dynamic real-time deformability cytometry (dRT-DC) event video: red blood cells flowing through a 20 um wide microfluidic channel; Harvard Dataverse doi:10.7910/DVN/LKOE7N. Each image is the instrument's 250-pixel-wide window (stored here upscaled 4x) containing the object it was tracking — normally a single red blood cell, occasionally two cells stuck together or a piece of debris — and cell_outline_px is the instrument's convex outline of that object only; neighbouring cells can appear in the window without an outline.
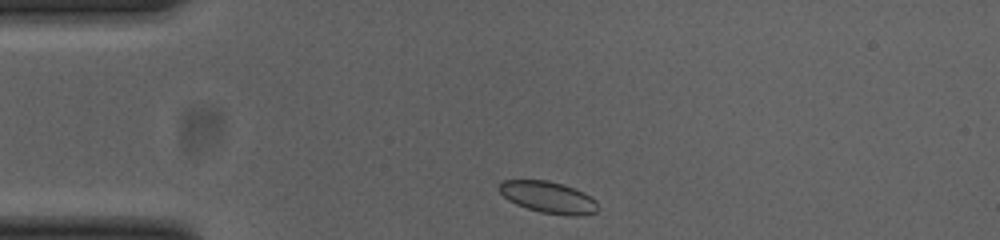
{"species": "common noctule bat (a hibernating species)", "species_latin": "Nyctalus noctula", "temperature_condition": "cold", "stored_images_in_passage": 34, "camera_frame_rate_fps": 3000, "um_per_image_px": 0.085, "animal": {"sex": "female", "body_mass_g": 23.0, "forearm_length_mm": 53.4}, "frame": {"image": 1, "passage_image": 1, "time_ms": 0.0, "image_size_px": [1000, 240], "cell_outline_px": [[596, 212], [576, 216], [568, 216], [540, 212], [516, 204], [508, 200], [496, 188], [500, 180], [548, 180], [564, 184], [584, 192], [596, 200]], "centroid_in_image_um": [46.56, 16.75], "position_along_channel_um": 38.4, "area_um2": 18.32}}
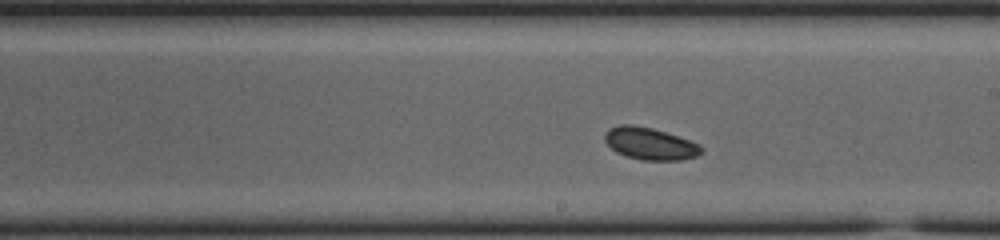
{"frame": {"image": 2, "passage_image": 19, "time_ms": 6.0, "image_size_px": [1000, 240], "cell_outline_px": [[704, 148], [696, 156], [680, 160], [640, 160], [616, 152], [604, 140], [604, 136], [608, 128], [620, 124], [632, 124], [652, 128], [700, 144]], "centroid_in_image_um": [55.22, 12.2], "position_along_channel_um": 233.8, "area_um2": 17.92}}
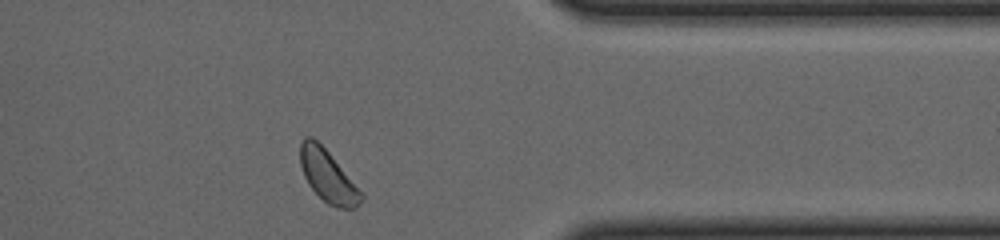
{"frame": {"image": 3, "passage_image": 32, "time_ms": 10.333, "image_size_px": [1000, 240], "cell_outline_px": [[364, 200], [356, 208], [336, 208], [328, 204], [308, 184], [304, 176], [300, 164], [300, 140], [304, 136], [312, 136], [328, 152], [364, 196]], "centroid_in_image_um": [27.84, 14.96], "position_along_channel_um": 383.6, "area_um2": 18.15}, "authors_computed_cell_mechanics": {"area_um2": 18.0625, "velocity_mm_per_s": 3.7856, "shape_relaxation_time_tau1_ms": 2.9844, "shape_relaxation_time_tau2_ms": null, "deformation_change_tau1": 0.044, "deformation_change_tau2": null}}